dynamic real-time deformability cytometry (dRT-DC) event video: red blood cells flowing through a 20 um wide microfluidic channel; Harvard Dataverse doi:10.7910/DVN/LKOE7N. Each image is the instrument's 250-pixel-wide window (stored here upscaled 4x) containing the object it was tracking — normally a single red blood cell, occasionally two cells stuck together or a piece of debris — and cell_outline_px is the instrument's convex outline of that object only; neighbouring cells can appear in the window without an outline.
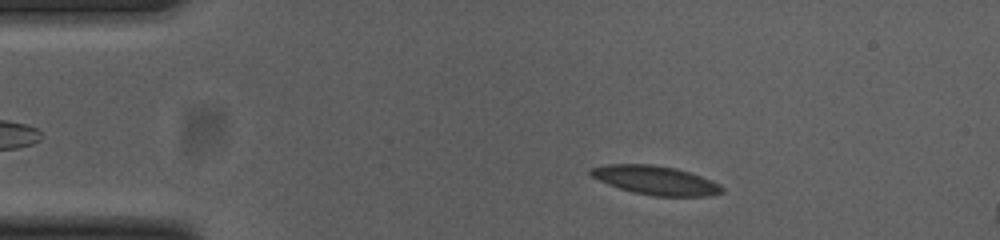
{"species": "common noctule bat (a hibernating species)", "species_latin": "Nyctalus noctula", "temperature_condition": "cold", "stored_images_in_passage": 7, "camera_frame_rate_fps": 3000, "um_per_image_px": 0.085, "animal": {"sex": "female", "body_mass_g": 23.0, "forearm_length_mm": 53.4}, "frame": {"image": 1, "passage_image": 1, "time_ms": 0.0, "image_size_px": [1000, 240], "cell_outline_px": [[724, 192], [712, 196], [652, 196], [632, 192], [608, 184], [592, 176], [588, 172], [592, 168], [608, 164], [652, 164], [676, 168], [712, 180], [720, 184], [724, 188]], "centroid_in_image_um": [55.77, 15.33], "position_along_channel_um": 29.2, "area_um2": 22.08}}